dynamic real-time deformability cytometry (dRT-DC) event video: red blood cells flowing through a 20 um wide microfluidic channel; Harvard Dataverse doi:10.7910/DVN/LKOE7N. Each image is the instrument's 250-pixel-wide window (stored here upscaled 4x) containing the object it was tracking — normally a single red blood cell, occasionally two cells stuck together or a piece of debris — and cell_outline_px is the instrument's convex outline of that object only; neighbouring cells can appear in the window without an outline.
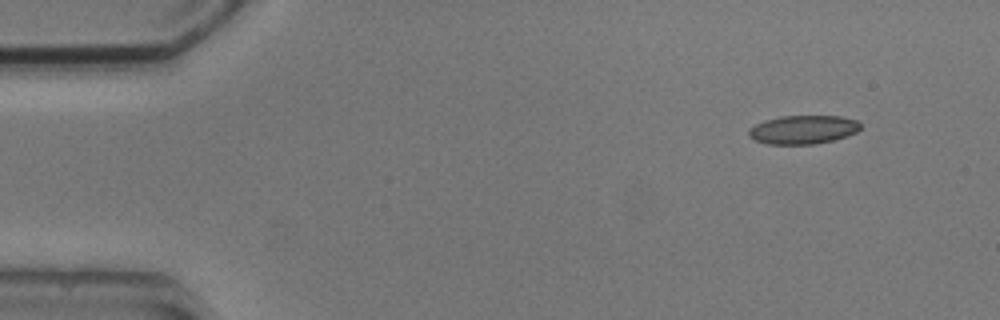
{"species": "common noctule bat (a hibernating species)", "species_latin": "Nyctalus noctula", "temperature_condition": "cold", "stored_images_in_passage": 4, "camera_frame_rate_fps": 3000, "um_per_image_px": 0.085, "animal": {"sex": "male", "body_mass_g": 20.5, "forearm_length_mm": 52.5}, "frame": {"image": 1, "passage_image": 1, "time_ms": 0.0, "image_size_px": [1000, 320], "cell_outline_px": [[860, 128], [856, 132], [832, 140], [812, 144], [768, 144], [756, 140], [748, 136], [748, 132], [756, 124], [764, 120], [780, 116], [840, 116], [856, 120], [860, 124]], "centroid_in_image_um": [68.24, 11.01], "position_along_channel_um": 16.8, "area_um2": 18.38}}
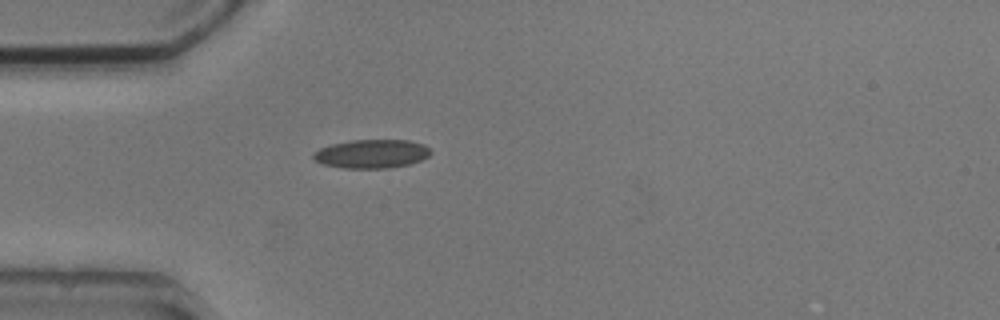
{"frame": {"image": 2, "passage_image": 4, "time_ms": 3.333, "image_size_px": [1000, 320], "cell_outline_px": [[432, 152], [428, 156], [420, 160], [408, 164], [388, 168], [344, 168], [324, 164], [312, 160], [312, 152], [320, 148], [332, 144], [352, 140], [408, 140], [424, 144]], "centroid_in_image_um": [31.56, 13.07], "position_along_channel_um": 53.4, "area_um2": 19.59}}